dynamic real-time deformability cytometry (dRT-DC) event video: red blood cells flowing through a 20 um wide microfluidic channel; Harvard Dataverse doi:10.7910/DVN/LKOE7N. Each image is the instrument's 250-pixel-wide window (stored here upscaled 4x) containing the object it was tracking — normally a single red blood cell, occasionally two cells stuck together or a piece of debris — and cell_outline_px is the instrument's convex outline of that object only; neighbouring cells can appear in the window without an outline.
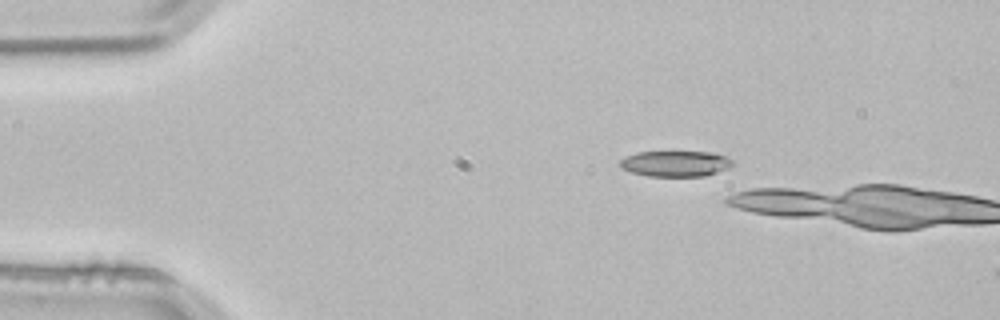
{"species": "common noctule bat (a hibernating species)", "species_latin": "Nyctalus noctula", "temperature_condition": "room temperature", "stored_images_in_passage": 2, "camera_frame_rate_fps": 3000, "um_per_image_px": 0.085, "animal": {"sex": "male", "body_mass_g": 21.5, "forearm_length_mm": 52.0}, "frame": {"image": 1, "passage_image": 2, "time_ms": 0.333, "image_size_px": [1000, 320], "cell_outline_px": [[732, 168], [704, 176], [648, 176], [632, 172], [620, 168], [620, 160], [624, 156], [636, 152], [716, 152], [728, 156], [732, 160]], "centroid_in_image_um": [57.45, 13.9], "position_along_channel_um": 27.6, "area_um2": 17.17}}